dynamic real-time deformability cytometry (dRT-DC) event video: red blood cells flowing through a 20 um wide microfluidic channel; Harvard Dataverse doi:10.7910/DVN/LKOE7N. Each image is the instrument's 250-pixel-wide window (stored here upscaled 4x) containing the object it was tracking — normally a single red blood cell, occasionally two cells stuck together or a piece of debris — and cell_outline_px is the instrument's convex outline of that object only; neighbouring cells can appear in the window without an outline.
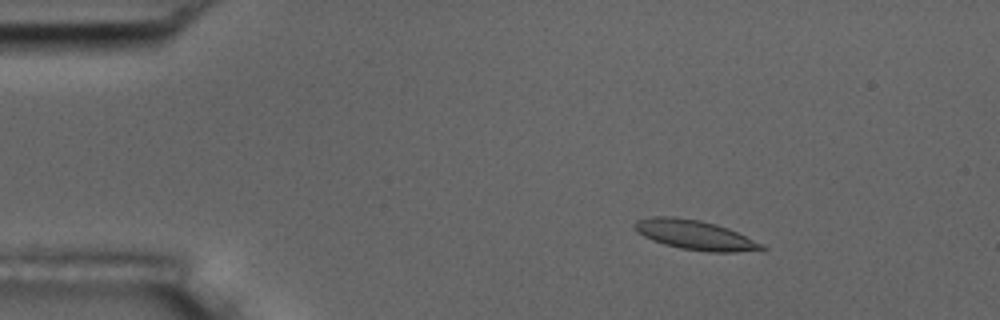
{"species": "common noctule bat (a hibernating species)", "species_latin": "Nyctalus noctula", "temperature_condition": "room temperature", "stored_images_in_passage": 5, "camera_frame_rate_fps": 3000, "um_per_image_px": 0.085, "animal": {"sex": "male", "body_mass_g": 17.5, "forearm_length_mm": 52.3}, "frame": {"image": 1, "passage_image": 3, "time_ms": 2.333, "image_size_px": [1000, 320], "cell_outline_px": [[768, 248], [736, 252], [708, 252], [680, 248], [664, 244], [652, 240], [636, 232], [632, 224], [636, 220], [652, 216], [676, 216], [700, 220], [716, 224], [728, 228], [764, 244]], "centroid_in_image_um": [59.03, 19.96], "position_along_channel_um": 26.0, "area_um2": 22.02}}